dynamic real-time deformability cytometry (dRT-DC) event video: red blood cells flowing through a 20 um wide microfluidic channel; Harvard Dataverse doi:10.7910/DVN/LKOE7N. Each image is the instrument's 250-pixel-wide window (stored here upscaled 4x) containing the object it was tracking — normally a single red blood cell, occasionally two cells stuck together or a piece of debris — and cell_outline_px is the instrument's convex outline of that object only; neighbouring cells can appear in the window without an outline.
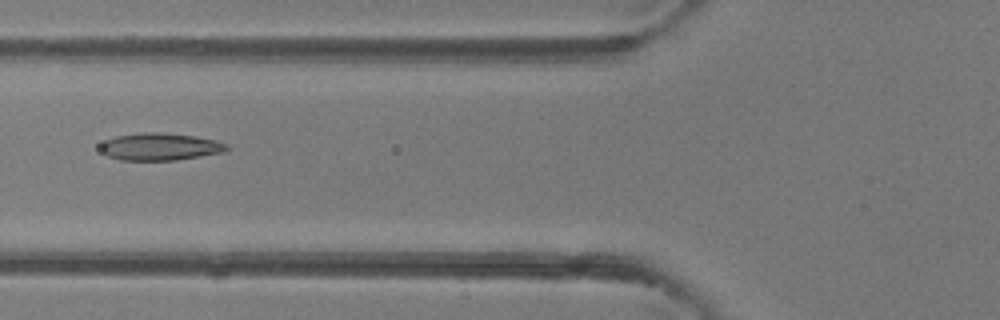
{"species": "common noctule bat (a hibernating species)", "species_latin": "Nyctalus noctula", "temperature_condition": "room temperature", "stored_images_in_passage": 3, "camera_frame_rate_fps": 3000, "um_per_image_px": 0.085, "animal": {"sex": "female"}, "frame": {"image": 1, "passage_image": 3, "time_ms": 2.333, "image_size_px": [1000, 320], "cell_outline_px": [[228, 148], [220, 152], [200, 156], [176, 160], [120, 160], [108, 156], [100, 148], [100, 144], [104, 140], [116, 136], [144, 132], [160, 132], [196, 136], [216, 140], [228, 144]], "centroid_in_image_um": [13.58, 12.46], "position_along_channel_um": 112.2, "area_um2": 20.0}}